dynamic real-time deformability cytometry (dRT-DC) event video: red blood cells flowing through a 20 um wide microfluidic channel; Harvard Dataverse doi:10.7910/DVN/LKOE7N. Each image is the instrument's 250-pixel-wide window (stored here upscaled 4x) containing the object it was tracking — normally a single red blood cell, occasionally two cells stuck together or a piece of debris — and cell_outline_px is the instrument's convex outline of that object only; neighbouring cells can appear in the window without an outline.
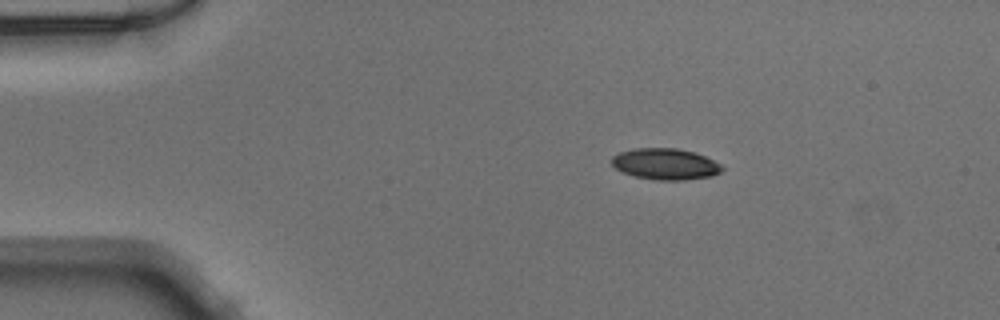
{"species": "Egyptian fruit bat (a non-hibernating species)", "species_latin": "Rousettus aegyptiacus", "temperature_condition": "warm", "stored_images_in_passage": 42, "camera_frame_rate_fps": 3000, "um_per_image_px": 0.085, "animal": {"sex": "male"}, "frame": {"image": 1, "passage_image": 1, "time_ms": 0.0, "image_size_px": [1000, 320], "cell_outline_px": [[724, 168], [720, 172], [712, 176], [684, 180], [656, 180], [632, 176], [616, 168], [612, 164], [612, 156], [620, 152], [632, 148], [676, 148], [696, 152], [720, 164]], "centroid_in_image_um": [56.55, 13.94], "position_along_channel_um": 28.5, "area_um2": 20.11}}
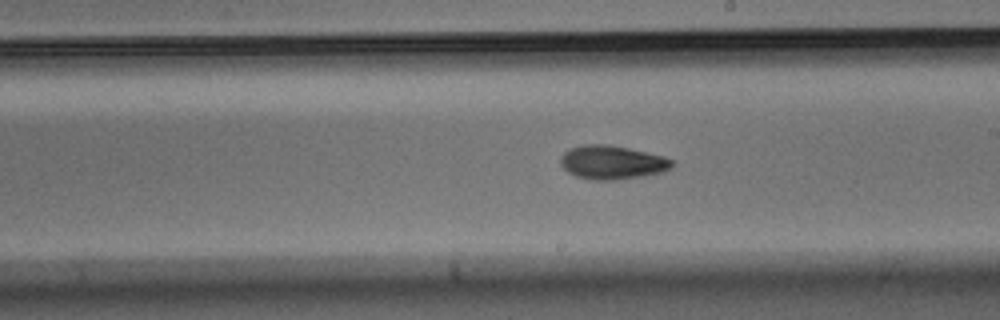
{"frame": {"image": 2, "passage_image": 21, "time_ms": 6.667, "image_size_px": [1000, 320], "cell_outline_px": [[672, 168], [664, 172], [644, 176], [616, 180], [592, 180], [576, 176], [568, 172], [560, 164], [560, 156], [568, 148], [584, 144], [608, 144], [628, 148], [664, 156], [672, 160]], "centroid_in_image_um": [52.01, 13.8], "position_along_channel_um": 237.0, "area_um2": 22.14}}
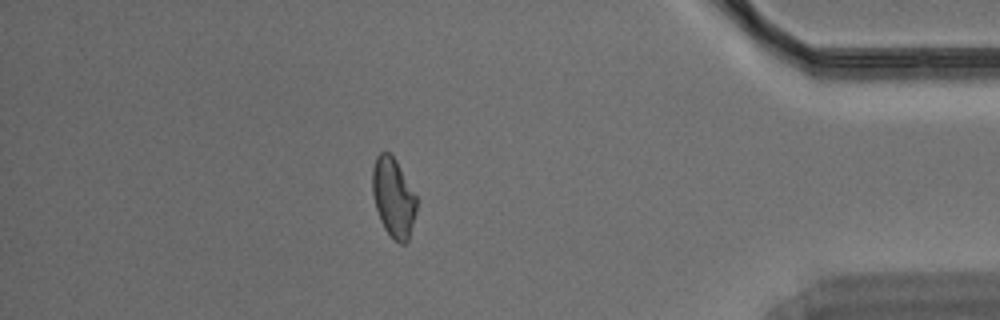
{"frame": {"image": 3, "passage_image": 36, "time_ms": 11.667, "image_size_px": [1000, 320], "cell_outline_px": [[416, 212], [408, 240], [404, 244], [400, 244], [384, 228], [380, 220], [376, 208], [372, 192], [372, 168], [376, 156], [380, 152], [388, 152], [396, 160], [416, 196]], "centroid_in_image_um": [33.42, 16.77], "position_along_channel_um": 401.8, "area_um2": 20.17}}